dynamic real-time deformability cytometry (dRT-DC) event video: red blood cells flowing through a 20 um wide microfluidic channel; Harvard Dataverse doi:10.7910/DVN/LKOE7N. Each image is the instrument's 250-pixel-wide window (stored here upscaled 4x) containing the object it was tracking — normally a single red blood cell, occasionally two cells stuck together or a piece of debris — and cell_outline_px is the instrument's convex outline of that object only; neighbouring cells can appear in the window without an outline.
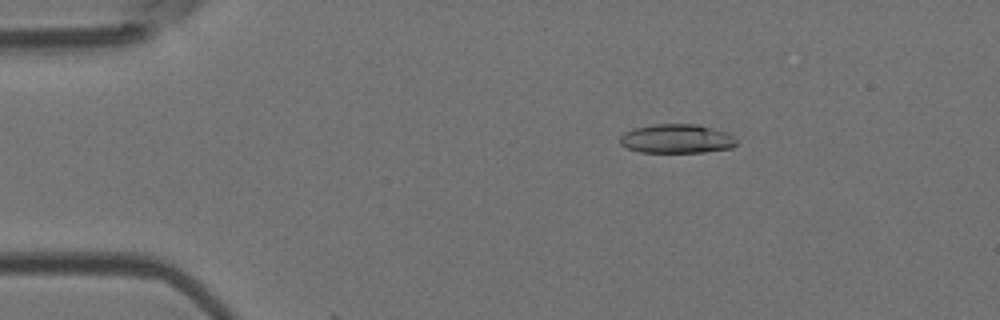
{"species": "Egyptian fruit bat (a non-hibernating species)", "species_latin": "Rousettus aegyptiacus", "temperature_condition": "room temperature", "stored_images_in_passage": 5, "camera_frame_rate_fps": 3000, "um_per_image_px": 0.085, "animal": {"sex": "female"}, "frame": {"image": 1, "passage_image": 3, "time_ms": 0.667, "image_size_px": [1000, 320], "cell_outline_px": [[736, 144], [732, 148], [704, 152], [640, 152], [628, 148], [620, 144], [620, 136], [624, 132], [632, 128], [652, 124], [700, 124], [728, 132], [736, 140]], "centroid_in_image_um": [57.52, 11.78], "position_along_channel_um": 27.5, "area_um2": 19.94}}